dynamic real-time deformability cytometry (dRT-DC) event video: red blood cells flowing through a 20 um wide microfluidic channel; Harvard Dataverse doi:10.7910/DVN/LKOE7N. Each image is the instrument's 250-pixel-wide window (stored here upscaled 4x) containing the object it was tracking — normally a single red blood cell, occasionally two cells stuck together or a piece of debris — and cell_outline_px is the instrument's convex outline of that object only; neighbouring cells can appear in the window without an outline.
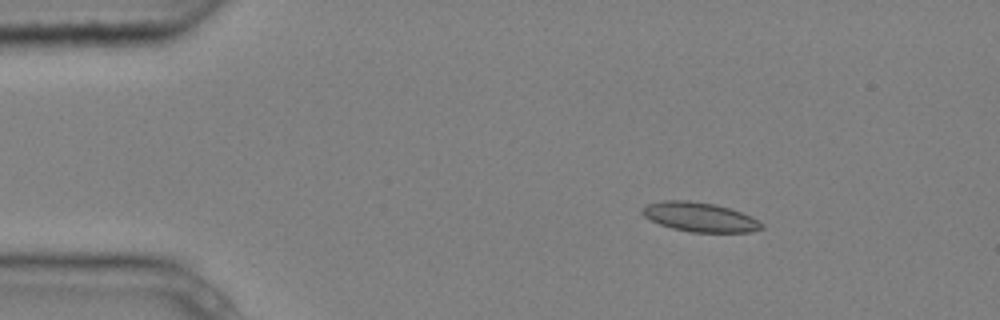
{"species": "common noctule bat (a hibernating species)", "species_latin": "Nyctalus noctula", "temperature_condition": "cold", "stored_images_in_passage": 5, "camera_frame_rate_fps": 3000, "um_per_image_px": 0.085, "animal": {"sex": "male", "body_mass_g": 20.4}, "frame": {"image": 1, "passage_image": 3, "time_ms": 0.667, "image_size_px": [1000, 320], "cell_outline_px": [[764, 228], [748, 232], [688, 232], [672, 228], [660, 224], [644, 216], [640, 212], [640, 208], [648, 204], [664, 200], [688, 200], [716, 204], [752, 216], [764, 224]], "centroid_in_image_um": [59.47, 18.44], "position_along_channel_um": 25.5, "area_um2": 20.46}}